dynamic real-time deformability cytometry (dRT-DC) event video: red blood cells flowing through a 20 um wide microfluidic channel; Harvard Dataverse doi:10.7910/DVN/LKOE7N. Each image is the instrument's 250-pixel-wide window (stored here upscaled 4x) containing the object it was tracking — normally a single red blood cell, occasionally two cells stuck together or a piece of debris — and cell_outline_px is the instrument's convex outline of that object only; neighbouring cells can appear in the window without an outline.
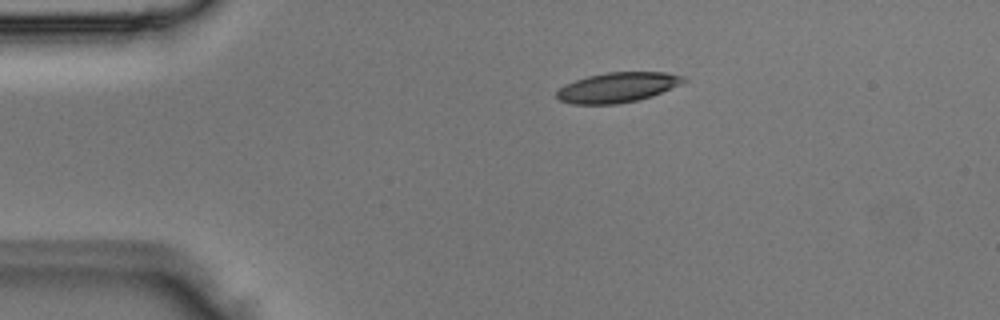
{"species": "Egyptian fruit bat (a non-hibernating species)", "species_latin": "Rousettus aegyptiacus", "temperature_condition": "room temperature", "stored_images_in_passage": 2, "camera_frame_rate_fps": 3000, "um_per_image_px": 0.085, "animal": {"sex": "male"}, "frame": {"image": 1, "passage_image": 1, "time_ms": 0.0, "image_size_px": [1000, 320], "cell_outline_px": [[688, 80], [680, 84], [652, 96], [636, 100], [616, 104], [572, 104], [560, 100], [556, 96], [556, 92], [564, 84], [588, 76], [608, 72], [668, 72], [684, 76]], "centroid_in_image_um": [52.49, 7.42], "position_along_channel_um": 32.5, "area_um2": 22.08}}